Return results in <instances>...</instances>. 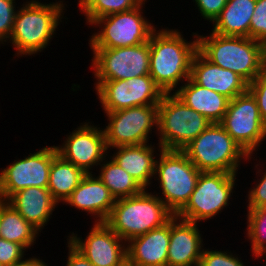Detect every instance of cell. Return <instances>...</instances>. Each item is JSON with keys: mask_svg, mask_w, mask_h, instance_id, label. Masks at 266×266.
Listing matches in <instances>:
<instances>
[{"mask_svg": "<svg viewBox=\"0 0 266 266\" xmlns=\"http://www.w3.org/2000/svg\"><path fill=\"white\" fill-rule=\"evenodd\" d=\"M259 258H260V260H261V262H263V266H266V249L263 251V252H261L257 257H256V261L257 260H259ZM265 264V265H264Z\"/></svg>", "mask_w": 266, "mask_h": 266, "instance_id": "obj_40", "label": "cell"}, {"mask_svg": "<svg viewBox=\"0 0 266 266\" xmlns=\"http://www.w3.org/2000/svg\"><path fill=\"white\" fill-rule=\"evenodd\" d=\"M16 0H0V47L4 45L12 33L17 12Z\"/></svg>", "mask_w": 266, "mask_h": 266, "instance_id": "obj_33", "label": "cell"}, {"mask_svg": "<svg viewBox=\"0 0 266 266\" xmlns=\"http://www.w3.org/2000/svg\"><path fill=\"white\" fill-rule=\"evenodd\" d=\"M190 79L230 100L248 90V83L242 77L212 63L199 50L196 51L191 62Z\"/></svg>", "mask_w": 266, "mask_h": 266, "instance_id": "obj_18", "label": "cell"}, {"mask_svg": "<svg viewBox=\"0 0 266 266\" xmlns=\"http://www.w3.org/2000/svg\"><path fill=\"white\" fill-rule=\"evenodd\" d=\"M148 2V0H143L132 10L96 19L90 26H87L95 30L88 38L89 47H131L148 42L151 33L158 26L144 14L146 13L145 4Z\"/></svg>", "mask_w": 266, "mask_h": 266, "instance_id": "obj_7", "label": "cell"}, {"mask_svg": "<svg viewBox=\"0 0 266 266\" xmlns=\"http://www.w3.org/2000/svg\"><path fill=\"white\" fill-rule=\"evenodd\" d=\"M29 257V258H28ZM26 260L23 262L16 264L14 266H49L51 264L46 263V260L44 261L40 256H28Z\"/></svg>", "mask_w": 266, "mask_h": 266, "instance_id": "obj_39", "label": "cell"}, {"mask_svg": "<svg viewBox=\"0 0 266 266\" xmlns=\"http://www.w3.org/2000/svg\"><path fill=\"white\" fill-rule=\"evenodd\" d=\"M193 6L198 10L199 16L203 21H207L208 25L221 14L228 0H192Z\"/></svg>", "mask_w": 266, "mask_h": 266, "instance_id": "obj_37", "label": "cell"}, {"mask_svg": "<svg viewBox=\"0 0 266 266\" xmlns=\"http://www.w3.org/2000/svg\"><path fill=\"white\" fill-rule=\"evenodd\" d=\"M23 159H15L0 168V200L28 187L47 188L53 158L58 154L55 145L41 146Z\"/></svg>", "mask_w": 266, "mask_h": 266, "instance_id": "obj_13", "label": "cell"}, {"mask_svg": "<svg viewBox=\"0 0 266 266\" xmlns=\"http://www.w3.org/2000/svg\"><path fill=\"white\" fill-rule=\"evenodd\" d=\"M220 124L248 155L259 154L257 152L266 140V124L249 90L230 100Z\"/></svg>", "mask_w": 266, "mask_h": 266, "instance_id": "obj_12", "label": "cell"}, {"mask_svg": "<svg viewBox=\"0 0 266 266\" xmlns=\"http://www.w3.org/2000/svg\"><path fill=\"white\" fill-rule=\"evenodd\" d=\"M6 202L42 233L50 219L53 218V212L59 207V203L51 196L48 188L38 187L19 190Z\"/></svg>", "mask_w": 266, "mask_h": 266, "instance_id": "obj_21", "label": "cell"}, {"mask_svg": "<svg viewBox=\"0 0 266 266\" xmlns=\"http://www.w3.org/2000/svg\"><path fill=\"white\" fill-rule=\"evenodd\" d=\"M198 50L212 63L229 69L242 77L248 84L266 66L264 43L250 37L222 36L209 30L197 31Z\"/></svg>", "mask_w": 266, "mask_h": 266, "instance_id": "obj_3", "label": "cell"}, {"mask_svg": "<svg viewBox=\"0 0 266 266\" xmlns=\"http://www.w3.org/2000/svg\"><path fill=\"white\" fill-rule=\"evenodd\" d=\"M249 37L262 43L266 42V0H256Z\"/></svg>", "mask_w": 266, "mask_h": 266, "instance_id": "obj_35", "label": "cell"}, {"mask_svg": "<svg viewBox=\"0 0 266 266\" xmlns=\"http://www.w3.org/2000/svg\"><path fill=\"white\" fill-rule=\"evenodd\" d=\"M248 90L255 97L260 116L266 124V66L257 75V77L248 84Z\"/></svg>", "mask_w": 266, "mask_h": 266, "instance_id": "obj_36", "label": "cell"}, {"mask_svg": "<svg viewBox=\"0 0 266 266\" xmlns=\"http://www.w3.org/2000/svg\"><path fill=\"white\" fill-rule=\"evenodd\" d=\"M28 250L21 244L0 237V264L14 266L26 260Z\"/></svg>", "mask_w": 266, "mask_h": 266, "instance_id": "obj_34", "label": "cell"}, {"mask_svg": "<svg viewBox=\"0 0 266 266\" xmlns=\"http://www.w3.org/2000/svg\"><path fill=\"white\" fill-rule=\"evenodd\" d=\"M103 113L107 119V125L105 124L103 129L108 150L118 146L151 143V136L155 134L157 137L158 105L130 107Z\"/></svg>", "mask_w": 266, "mask_h": 266, "instance_id": "obj_11", "label": "cell"}, {"mask_svg": "<svg viewBox=\"0 0 266 266\" xmlns=\"http://www.w3.org/2000/svg\"><path fill=\"white\" fill-rule=\"evenodd\" d=\"M247 224L244 234L245 241L250 244L251 258L254 260L256 257L266 249V207H259L255 209L246 210Z\"/></svg>", "mask_w": 266, "mask_h": 266, "instance_id": "obj_29", "label": "cell"}, {"mask_svg": "<svg viewBox=\"0 0 266 266\" xmlns=\"http://www.w3.org/2000/svg\"><path fill=\"white\" fill-rule=\"evenodd\" d=\"M200 171L181 150H161L155 162L153 181L158 183L151 190L176 215L193 193Z\"/></svg>", "mask_w": 266, "mask_h": 266, "instance_id": "obj_6", "label": "cell"}, {"mask_svg": "<svg viewBox=\"0 0 266 266\" xmlns=\"http://www.w3.org/2000/svg\"><path fill=\"white\" fill-rule=\"evenodd\" d=\"M94 90L103 81L126 80L149 75L150 43L131 47L90 48Z\"/></svg>", "mask_w": 266, "mask_h": 266, "instance_id": "obj_10", "label": "cell"}, {"mask_svg": "<svg viewBox=\"0 0 266 266\" xmlns=\"http://www.w3.org/2000/svg\"><path fill=\"white\" fill-rule=\"evenodd\" d=\"M161 150L162 147L158 143L155 146V142H151L114 147L108 150V154L143 189L151 190L154 183L155 162Z\"/></svg>", "mask_w": 266, "mask_h": 266, "instance_id": "obj_19", "label": "cell"}, {"mask_svg": "<svg viewBox=\"0 0 266 266\" xmlns=\"http://www.w3.org/2000/svg\"><path fill=\"white\" fill-rule=\"evenodd\" d=\"M200 225L174 215L170 219L167 266H199L206 244Z\"/></svg>", "mask_w": 266, "mask_h": 266, "instance_id": "obj_16", "label": "cell"}, {"mask_svg": "<svg viewBox=\"0 0 266 266\" xmlns=\"http://www.w3.org/2000/svg\"><path fill=\"white\" fill-rule=\"evenodd\" d=\"M122 266H133L130 263H128L127 261L122 265Z\"/></svg>", "mask_w": 266, "mask_h": 266, "instance_id": "obj_41", "label": "cell"}, {"mask_svg": "<svg viewBox=\"0 0 266 266\" xmlns=\"http://www.w3.org/2000/svg\"><path fill=\"white\" fill-rule=\"evenodd\" d=\"M96 99L103 112L133 107L131 78L124 80L103 81L96 89Z\"/></svg>", "mask_w": 266, "mask_h": 266, "instance_id": "obj_27", "label": "cell"}, {"mask_svg": "<svg viewBox=\"0 0 266 266\" xmlns=\"http://www.w3.org/2000/svg\"><path fill=\"white\" fill-rule=\"evenodd\" d=\"M256 0H228L211 24V31L222 36L249 37Z\"/></svg>", "mask_w": 266, "mask_h": 266, "instance_id": "obj_23", "label": "cell"}, {"mask_svg": "<svg viewBox=\"0 0 266 266\" xmlns=\"http://www.w3.org/2000/svg\"><path fill=\"white\" fill-rule=\"evenodd\" d=\"M85 175L82 169L57 154L51 163L47 188L59 205L63 204Z\"/></svg>", "mask_w": 266, "mask_h": 266, "instance_id": "obj_25", "label": "cell"}, {"mask_svg": "<svg viewBox=\"0 0 266 266\" xmlns=\"http://www.w3.org/2000/svg\"><path fill=\"white\" fill-rule=\"evenodd\" d=\"M170 220L126 242L127 262L133 266H167Z\"/></svg>", "mask_w": 266, "mask_h": 266, "instance_id": "obj_20", "label": "cell"}, {"mask_svg": "<svg viewBox=\"0 0 266 266\" xmlns=\"http://www.w3.org/2000/svg\"><path fill=\"white\" fill-rule=\"evenodd\" d=\"M131 92L133 107L159 105L164 94L150 75L131 78Z\"/></svg>", "mask_w": 266, "mask_h": 266, "instance_id": "obj_30", "label": "cell"}, {"mask_svg": "<svg viewBox=\"0 0 266 266\" xmlns=\"http://www.w3.org/2000/svg\"><path fill=\"white\" fill-rule=\"evenodd\" d=\"M174 94L212 123L223 120L230 102L229 98L194 83L190 78Z\"/></svg>", "mask_w": 266, "mask_h": 266, "instance_id": "obj_22", "label": "cell"}, {"mask_svg": "<svg viewBox=\"0 0 266 266\" xmlns=\"http://www.w3.org/2000/svg\"><path fill=\"white\" fill-rule=\"evenodd\" d=\"M237 175L225 172H201L190 199L176 216L201 225L202 222L220 215L232 205V201L234 202L232 197L235 196L233 194L238 185L236 182L239 181Z\"/></svg>", "mask_w": 266, "mask_h": 266, "instance_id": "obj_9", "label": "cell"}, {"mask_svg": "<svg viewBox=\"0 0 266 266\" xmlns=\"http://www.w3.org/2000/svg\"><path fill=\"white\" fill-rule=\"evenodd\" d=\"M211 123L174 93H164L158 105L156 142L163 150H182Z\"/></svg>", "mask_w": 266, "mask_h": 266, "instance_id": "obj_8", "label": "cell"}, {"mask_svg": "<svg viewBox=\"0 0 266 266\" xmlns=\"http://www.w3.org/2000/svg\"><path fill=\"white\" fill-rule=\"evenodd\" d=\"M115 198L95 173L86 174L77 188L62 204L90 215L91 222H105L115 204Z\"/></svg>", "mask_w": 266, "mask_h": 266, "instance_id": "obj_17", "label": "cell"}, {"mask_svg": "<svg viewBox=\"0 0 266 266\" xmlns=\"http://www.w3.org/2000/svg\"><path fill=\"white\" fill-rule=\"evenodd\" d=\"M204 246L199 266H248L247 262L242 259L241 255L233 250H213ZM241 257V258H240ZM251 266V264H249Z\"/></svg>", "mask_w": 266, "mask_h": 266, "instance_id": "obj_32", "label": "cell"}, {"mask_svg": "<svg viewBox=\"0 0 266 266\" xmlns=\"http://www.w3.org/2000/svg\"><path fill=\"white\" fill-rule=\"evenodd\" d=\"M85 121L64 136L63 142L55 147L63 159L88 174L97 171L108 155V149L103 127L94 125L92 121Z\"/></svg>", "mask_w": 266, "mask_h": 266, "instance_id": "obj_14", "label": "cell"}, {"mask_svg": "<svg viewBox=\"0 0 266 266\" xmlns=\"http://www.w3.org/2000/svg\"><path fill=\"white\" fill-rule=\"evenodd\" d=\"M160 27L149 38V75L163 93H174L190 78L191 62L198 50L197 32L187 41L182 30Z\"/></svg>", "mask_w": 266, "mask_h": 266, "instance_id": "obj_2", "label": "cell"}, {"mask_svg": "<svg viewBox=\"0 0 266 266\" xmlns=\"http://www.w3.org/2000/svg\"><path fill=\"white\" fill-rule=\"evenodd\" d=\"M77 12L84 15L85 24L91 25L96 19L125 12L137 7L143 0H77Z\"/></svg>", "mask_w": 266, "mask_h": 266, "instance_id": "obj_28", "label": "cell"}, {"mask_svg": "<svg viewBox=\"0 0 266 266\" xmlns=\"http://www.w3.org/2000/svg\"><path fill=\"white\" fill-rule=\"evenodd\" d=\"M54 1L46 3L42 0H23L24 3L21 2L22 5L20 4L17 8L12 33L3 45H10L15 50L13 56L27 58L40 55L49 48L53 38H57L56 31H59L62 22L64 24L65 21L67 24L66 20L68 21L69 18L64 14L71 5L66 4L68 0Z\"/></svg>", "mask_w": 266, "mask_h": 266, "instance_id": "obj_1", "label": "cell"}, {"mask_svg": "<svg viewBox=\"0 0 266 266\" xmlns=\"http://www.w3.org/2000/svg\"><path fill=\"white\" fill-rule=\"evenodd\" d=\"M257 154L255 155H249L248 158V162L251 163L252 161L254 162L253 165H255L254 167H252L253 169H255V177L257 179H253L254 181V185L249 187L247 192L248 194H246V209H255V208H259V207H266V164L264 163L266 160H263V158H260L259 156H257ZM256 157V158H255ZM259 157V160L257 159ZM262 159V161H261ZM264 161V162H263ZM263 163V164H262ZM262 167V168H261ZM261 168V169H260ZM260 177V178H259Z\"/></svg>", "mask_w": 266, "mask_h": 266, "instance_id": "obj_31", "label": "cell"}, {"mask_svg": "<svg viewBox=\"0 0 266 266\" xmlns=\"http://www.w3.org/2000/svg\"><path fill=\"white\" fill-rule=\"evenodd\" d=\"M66 247L68 248V254L66 257L65 266H93L92 263L78 251L68 240L66 241Z\"/></svg>", "mask_w": 266, "mask_h": 266, "instance_id": "obj_38", "label": "cell"}, {"mask_svg": "<svg viewBox=\"0 0 266 266\" xmlns=\"http://www.w3.org/2000/svg\"><path fill=\"white\" fill-rule=\"evenodd\" d=\"M150 190L115 201L105 223L125 242L163 226L174 214Z\"/></svg>", "mask_w": 266, "mask_h": 266, "instance_id": "obj_5", "label": "cell"}, {"mask_svg": "<svg viewBox=\"0 0 266 266\" xmlns=\"http://www.w3.org/2000/svg\"><path fill=\"white\" fill-rule=\"evenodd\" d=\"M74 232H69L66 240L93 266H122L127 261L126 242L105 222H93L84 238Z\"/></svg>", "mask_w": 266, "mask_h": 266, "instance_id": "obj_15", "label": "cell"}, {"mask_svg": "<svg viewBox=\"0 0 266 266\" xmlns=\"http://www.w3.org/2000/svg\"><path fill=\"white\" fill-rule=\"evenodd\" d=\"M41 233L27 222L10 204L0 200V237L23 245L27 250L34 248ZM38 238V239H37Z\"/></svg>", "mask_w": 266, "mask_h": 266, "instance_id": "obj_24", "label": "cell"}, {"mask_svg": "<svg viewBox=\"0 0 266 266\" xmlns=\"http://www.w3.org/2000/svg\"><path fill=\"white\" fill-rule=\"evenodd\" d=\"M181 151L200 172L240 174L249 158L220 123H211Z\"/></svg>", "mask_w": 266, "mask_h": 266, "instance_id": "obj_4", "label": "cell"}, {"mask_svg": "<svg viewBox=\"0 0 266 266\" xmlns=\"http://www.w3.org/2000/svg\"><path fill=\"white\" fill-rule=\"evenodd\" d=\"M95 174H98L97 177L115 200L138 195L144 190L109 154L98 166Z\"/></svg>", "mask_w": 266, "mask_h": 266, "instance_id": "obj_26", "label": "cell"}]
</instances>
